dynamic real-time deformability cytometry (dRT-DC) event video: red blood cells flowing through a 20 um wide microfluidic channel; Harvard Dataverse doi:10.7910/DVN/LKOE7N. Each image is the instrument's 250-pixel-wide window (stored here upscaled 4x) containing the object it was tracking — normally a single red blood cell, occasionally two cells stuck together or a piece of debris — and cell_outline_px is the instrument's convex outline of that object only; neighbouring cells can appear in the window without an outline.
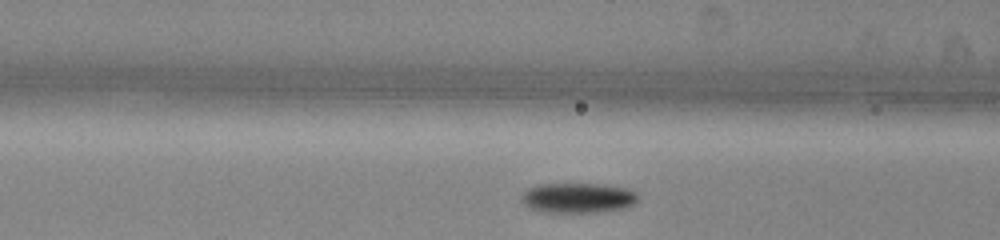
{"species": "common noctule bat (a hibernating species)", "species_latin": "Nyctalus noctula", "temperature_condition": "warm", "stored_images_in_passage": 37, "camera_frame_rate_fps": 3000, "um_per_image_px": 0.085, "animal": {"sex": "male", "body_mass_g": 13.0, "forearm_length_mm": 53.1}, "frame": {"image": 1, "passage_image": 9, "time_ms": 2.667, "image_size_px": [1000, 240], "cell_outline_px": [[640, 200], [636, 204], [628, 208], [600, 212], [552, 212], [532, 208], [524, 204], [520, 200], [520, 196], [528, 188], [540, 184], [604, 184], [628, 188], [636, 192], [640, 196]], "centroid_in_image_um": [49.23, 16.81], "position_along_channel_um": 117.4, "area_um2": 20.69}}
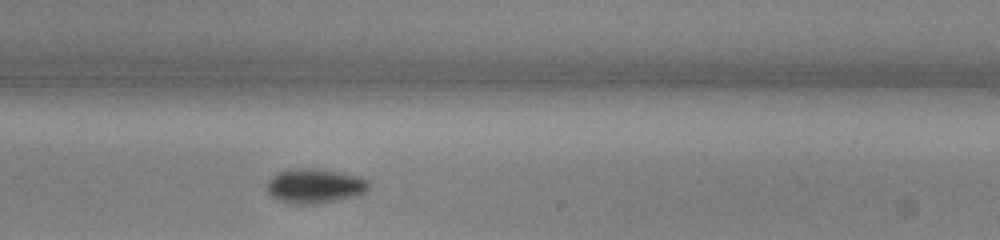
{"frame": {"image": 2, "passage_image": 20, "time_ms": 6.333, "image_size_px": [1000, 240], "cell_outline_px": [[368, 188], [360, 196], [320, 204], [288, 204], [276, 200], [268, 192], [268, 180], [276, 172], [288, 168], [316, 168], [340, 172], [360, 176], [368, 180]], "centroid_in_image_um": [26.75, 15.81], "position_along_channel_um": 262.2, "area_um2": 21.1}}
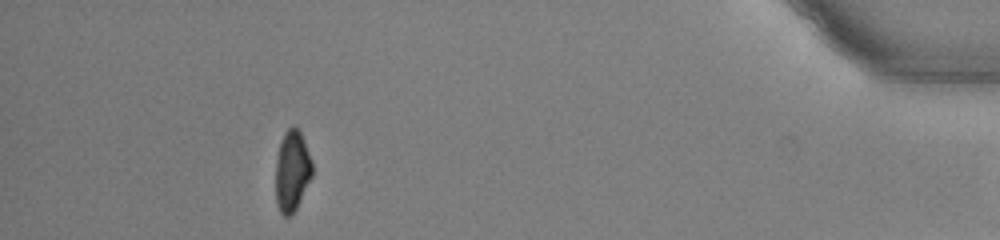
{"frame": {"image": 3, "passage_image": 36, "time_ms": 11.667, "image_size_px": [1000, 240], "cell_outline_px": [[312, 176], [292, 216], [284, 216], [280, 212], [276, 204], [276, 160], [280, 140], [284, 132], [292, 124], [300, 132], [304, 140], [312, 160]], "centroid_in_image_um": [24.82, 14.52], "position_along_channel_um": 410.4, "area_um2": 17.34}}